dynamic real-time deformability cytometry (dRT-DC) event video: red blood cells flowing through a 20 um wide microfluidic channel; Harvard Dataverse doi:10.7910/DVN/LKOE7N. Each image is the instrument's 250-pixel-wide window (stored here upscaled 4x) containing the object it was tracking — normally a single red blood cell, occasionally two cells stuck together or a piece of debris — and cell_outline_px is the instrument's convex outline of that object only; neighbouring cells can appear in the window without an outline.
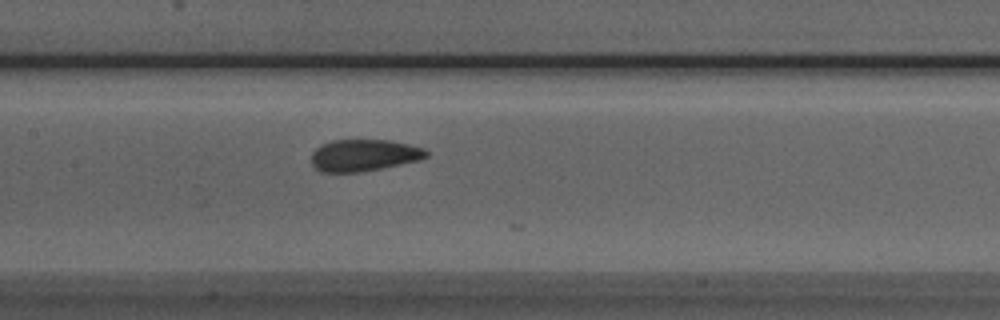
{"species": "Egyptian fruit bat (a non-hibernating species)", "species_latin": "Rousettus aegyptiacus", "temperature_condition": "room temperature", "stored_images_in_passage": 25, "camera_frame_rate_fps": 3000, "um_per_image_px": 0.085, "animal": {"sex": "male"}, "frame": {"image": 1, "passage_image": 24, "time_ms": 7.667, "image_size_px": [1000, 320], "cell_outline_px": [[428, 156], [420, 160], [360, 172], [320, 172], [312, 164], [312, 152], [320, 144], [332, 140], [388, 140], [408, 144], [424, 148], [428, 152]], "centroid_in_image_um": [30.92, 13.19], "position_along_channel_um": 176.5, "area_um2": 21.27}}